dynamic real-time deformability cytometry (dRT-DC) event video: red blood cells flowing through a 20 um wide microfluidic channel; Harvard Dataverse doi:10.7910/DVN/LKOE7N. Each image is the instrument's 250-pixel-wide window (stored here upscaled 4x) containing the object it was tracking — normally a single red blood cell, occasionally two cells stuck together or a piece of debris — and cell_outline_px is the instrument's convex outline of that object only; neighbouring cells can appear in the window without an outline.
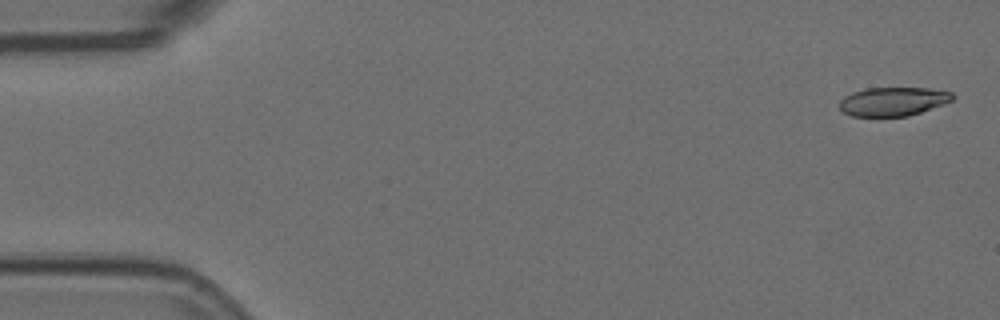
{"species": "Egyptian fruit bat (a non-hibernating species)", "species_latin": "Rousettus aegyptiacus", "temperature_condition": "room temperature", "stored_images_in_passage": 8, "camera_frame_rate_fps": 3000, "um_per_image_px": 0.085, "animal": {"sex": "female"}, "frame": {"image": 1, "passage_image": 2, "time_ms": 0.333, "image_size_px": [1000, 320], "cell_outline_px": [[952, 100], [920, 112], [908, 116], [852, 116], [844, 112], [840, 108], [840, 100], [844, 96], [852, 92], [864, 88], [928, 88], [952, 92]], "centroid_in_image_um": [75.86, 8.62], "position_along_channel_um": 9.1, "area_um2": 18.73}}